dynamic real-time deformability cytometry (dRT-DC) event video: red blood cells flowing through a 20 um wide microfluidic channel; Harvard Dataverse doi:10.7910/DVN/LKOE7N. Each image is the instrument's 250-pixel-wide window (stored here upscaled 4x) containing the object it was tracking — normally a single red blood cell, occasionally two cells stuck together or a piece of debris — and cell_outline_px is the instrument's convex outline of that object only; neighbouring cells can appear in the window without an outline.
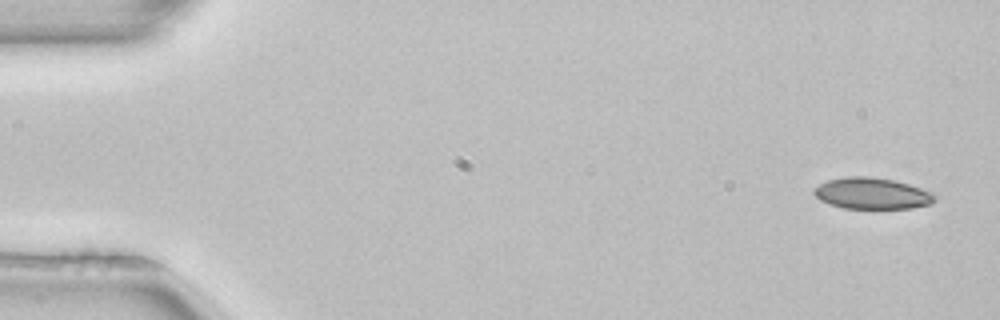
{"species": "common noctule bat (a hibernating species)", "species_latin": "Nyctalus noctula", "temperature_condition": "room temperature", "stored_images_in_passage": 6, "camera_frame_rate_fps": 3000, "um_per_image_px": 0.085, "animal": {"sex": "female", "body_mass_g": 22.7, "forearm_length_mm": 54.2}, "frame": {"image": 1, "passage_image": 1, "time_ms": 0.0, "image_size_px": [1000, 320], "cell_outline_px": [[936, 200], [932, 204], [912, 208], [844, 208], [820, 200], [812, 192], [820, 184], [828, 180], [848, 176], [868, 176], [892, 180], [908, 184], [932, 192], [936, 196]], "centroid_in_image_um": [74.15, 16.44], "position_along_channel_um": 10.8, "area_um2": 21.85}}
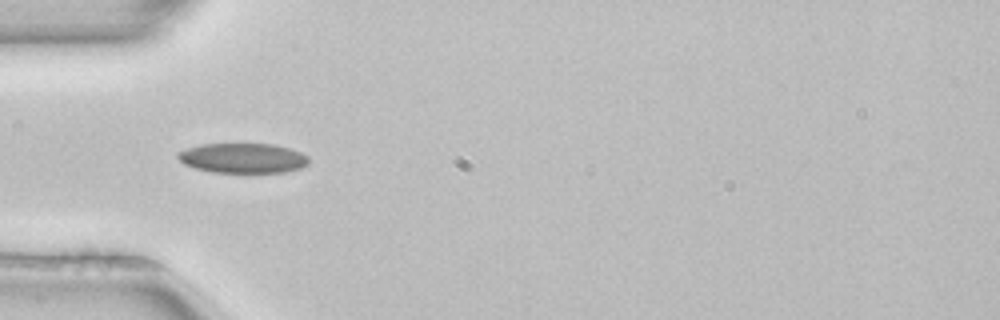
{"frame": {"image": 2, "passage_image": 4, "time_ms": 1.0, "image_size_px": [1000, 320], "cell_outline_px": [[308, 164], [300, 168], [284, 172], [212, 172], [196, 168], [184, 164], [176, 156], [180, 152], [188, 148], [200, 144], [276, 144], [300, 152], [308, 156]], "centroid_in_image_um": [20.66, 13.43], "position_along_channel_um": 64.3, "area_um2": 22.6}}